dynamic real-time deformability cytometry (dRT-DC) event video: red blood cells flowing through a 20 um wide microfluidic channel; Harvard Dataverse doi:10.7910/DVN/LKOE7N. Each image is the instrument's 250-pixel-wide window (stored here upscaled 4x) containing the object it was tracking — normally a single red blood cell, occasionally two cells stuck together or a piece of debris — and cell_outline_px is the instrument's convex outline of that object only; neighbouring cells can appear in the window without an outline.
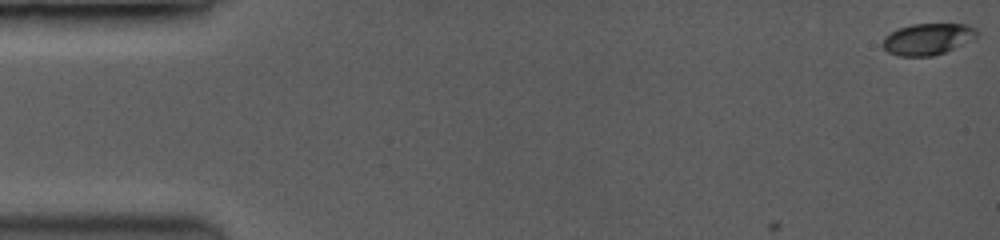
{"species": "common noctule bat (a hibernating species)", "species_latin": "Nyctalus noctula", "temperature_condition": "room temperature", "stored_images_in_passage": 6, "camera_frame_rate_fps": 3500, "um_per_image_px": 0.085, "animal": {"sex": "female", "body_mass_g": 19.0, "forearm_length_mm": 53.3}, "frame": {"image": 1, "passage_image": 1, "time_ms": 0.0, "image_size_px": [1000, 240], "cell_outline_px": [[976, 36], [944, 52], [932, 56], [900, 56], [888, 52], [884, 48], [884, 36], [900, 28], [912, 24], [964, 24], [972, 28], [976, 32]], "centroid_in_image_um": [78.78, 3.32], "position_along_channel_um": 6.2, "area_um2": 16.59}}